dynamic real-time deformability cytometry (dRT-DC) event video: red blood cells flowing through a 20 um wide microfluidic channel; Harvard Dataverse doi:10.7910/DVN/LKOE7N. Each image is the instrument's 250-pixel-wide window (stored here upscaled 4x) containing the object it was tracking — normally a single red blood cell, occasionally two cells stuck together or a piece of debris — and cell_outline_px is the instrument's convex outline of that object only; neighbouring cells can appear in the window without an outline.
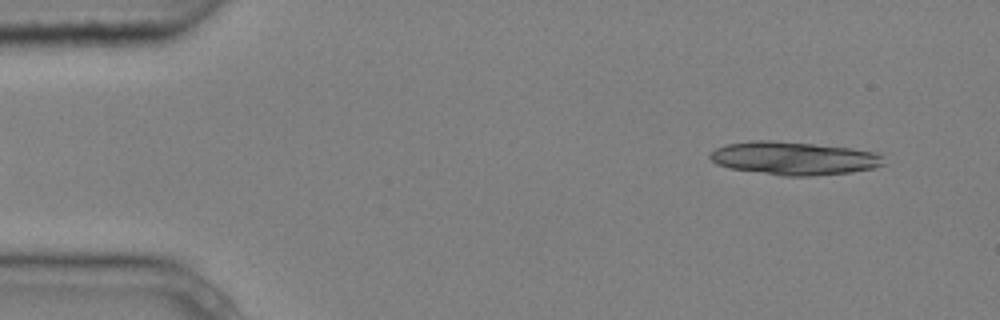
{"species": "common noctule bat (a hibernating species)", "species_latin": "Nyctalus noctula", "temperature_condition": "cold", "stored_images_in_passage": 6, "segment_of_instrument_passage": [2, 2], "camera_frame_rate_fps": 3000, "um_per_image_px": 0.085, "animal": {"sex": "male", "body_mass_g": 20.4}, "frame": {"image": 1, "passage_image": 6, "time_ms": 1.667, "image_size_px": [1000, 320], "cell_outline_px": [[884, 164], [876, 168], [852, 172], [812, 176], [784, 176], [732, 168], [716, 164], [708, 156], [716, 148], [728, 144], [748, 140], [772, 140], [852, 148], [880, 152], [884, 156]], "centroid_in_image_um": [67.55, 13.45], "position_along_channel_um": 17.5, "area_um2": 33.76}}